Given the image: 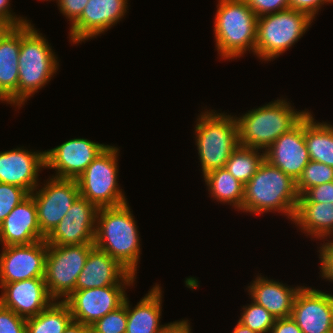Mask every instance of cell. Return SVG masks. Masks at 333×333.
Returning a JSON list of instances; mask_svg holds the SVG:
<instances>
[{
    "label": "cell",
    "mask_w": 333,
    "mask_h": 333,
    "mask_svg": "<svg viewBox=\"0 0 333 333\" xmlns=\"http://www.w3.org/2000/svg\"><path fill=\"white\" fill-rule=\"evenodd\" d=\"M128 203L117 207L99 208L94 246L108 253L136 276L140 260V237Z\"/></svg>",
    "instance_id": "cell-1"
},
{
    "label": "cell",
    "mask_w": 333,
    "mask_h": 333,
    "mask_svg": "<svg viewBox=\"0 0 333 333\" xmlns=\"http://www.w3.org/2000/svg\"><path fill=\"white\" fill-rule=\"evenodd\" d=\"M298 198L296 182L264 159L256 174L244 185L241 212L259 215L274 211L292 221Z\"/></svg>",
    "instance_id": "cell-2"
},
{
    "label": "cell",
    "mask_w": 333,
    "mask_h": 333,
    "mask_svg": "<svg viewBox=\"0 0 333 333\" xmlns=\"http://www.w3.org/2000/svg\"><path fill=\"white\" fill-rule=\"evenodd\" d=\"M309 111H297L285 99H277L242 116H235L239 145L267 150L282 134L295 127Z\"/></svg>",
    "instance_id": "cell-3"
},
{
    "label": "cell",
    "mask_w": 333,
    "mask_h": 333,
    "mask_svg": "<svg viewBox=\"0 0 333 333\" xmlns=\"http://www.w3.org/2000/svg\"><path fill=\"white\" fill-rule=\"evenodd\" d=\"M44 37L31 22L20 26L18 109L58 71V59Z\"/></svg>",
    "instance_id": "cell-4"
},
{
    "label": "cell",
    "mask_w": 333,
    "mask_h": 333,
    "mask_svg": "<svg viewBox=\"0 0 333 333\" xmlns=\"http://www.w3.org/2000/svg\"><path fill=\"white\" fill-rule=\"evenodd\" d=\"M214 18L216 48L222 59L255 52L258 17L245 0H219Z\"/></svg>",
    "instance_id": "cell-5"
},
{
    "label": "cell",
    "mask_w": 333,
    "mask_h": 333,
    "mask_svg": "<svg viewBox=\"0 0 333 333\" xmlns=\"http://www.w3.org/2000/svg\"><path fill=\"white\" fill-rule=\"evenodd\" d=\"M213 111L201 112L194 128L203 177L225 168L231 153L239 146L235 116Z\"/></svg>",
    "instance_id": "cell-6"
},
{
    "label": "cell",
    "mask_w": 333,
    "mask_h": 333,
    "mask_svg": "<svg viewBox=\"0 0 333 333\" xmlns=\"http://www.w3.org/2000/svg\"><path fill=\"white\" fill-rule=\"evenodd\" d=\"M313 20L308 14L291 8L258 17L253 54L263 61L279 57L301 39Z\"/></svg>",
    "instance_id": "cell-7"
},
{
    "label": "cell",
    "mask_w": 333,
    "mask_h": 333,
    "mask_svg": "<svg viewBox=\"0 0 333 333\" xmlns=\"http://www.w3.org/2000/svg\"><path fill=\"white\" fill-rule=\"evenodd\" d=\"M118 153L117 147L109 145L76 179L80 196L98 209L128 203L122 189L118 187Z\"/></svg>",
    "instance_id": "cell-8"
},
{
    "label": "cell",
    "mask_w": 333,
    "mask_h": 333,
    "mask_svg": "<svg viewBox=\"0 0 333 333\" xmlns=\"http://www.w3.org/2000/svg\"><path fill=\"white\" fill-rule=\"evenodd\" d=\"M93 247L94 243L65 246L47 244L44 280L55 301H64L75 291L78 276Z\"/></svg>",
    "instance_id": "cell-9"
},
{
    "label": "cell",
    "mask_w": 333,
    "mask_h": 333,
    "mask_svg": "<svg viewBox=\"0 0 333 333\" xmlns=\"http://www.w3.org/2000/svg\"><path fill=\"white\" fill-rule=\"evenodd\" d=\"M48 180L41 189L37 186L31 193L37 208L40 231L45 237L60 223L80 196L76 179L52 176Z\"/></svg>",
    "instance_id": "cell-10"
},
{
    "label": "cell",
    "mask_w": 333,
    "mask_h": 333,
    "mask_svg": "<svg viewBox=\"0 0 333 333\" xmlns=\"http://www.w3.org/2000/svg\"><path fill=\"white\" fill-rule=\"evenodd\" d=\"M127 286L110 285L75 290L64 302L69 306L73 321L91 326L106 314L123 305Z\"/></svg>",
    "instance_id": "cell-11"
},
{
    "label": "cell",
    "mask_w": 333,
    "mask_h": 333,
    "mask_svg": "<svg viewBox=\"0 0 333 333\" xmlns=\"http://www.w3.org/2000/svg\"><path fill=\"white\" fill-rule=\"evenodd\" d=\"M0 254V288L5 283L44 278L47 255L46 240L27 245L2 246Z\"/></svg>",
    "instance_id": "cell-12"
},
{
    "label": "cell",
    "mask_w": 333,
    "mask_h": 333,
    "mask_svg": "<svg viewBox=\"0 0 333 333\" xmlns=\"http://www.w3.org/2000/svg\"><path fill=\"white\" fill-rule=\"evenodd\" d=\"M109 145L74 138L45 150L46 168L55 169L56 178L77 179Z\"/></svg>",
    "instance_id": "cell-13"
},
{
    "label": "cell",
    "mask_w": 333,
    "mask_h": 333,
    "mask_svg": "<svg viewBox=\"0 0 333 333\" xmlns=\"http://www.w3.org/2000/svg\"><path fill=\"white\" fill-rule=\"evenodd\" d=\"M291 317L302 333L333 332V295L302 286L294 298Z\"/></svg>",
    "instance_id": "cell-14"
},
{
    "label": "cell",
    "mask_w": 333,
    "mask_h": 333,
    "mask_svg": "<svg viewBox=\"0 0 333 333\" xmlns=\"http://www.w3.org/2000/svg\"><path fill=\"white\" fill-rule=\"evenodd\" d=\"M98 208L79 196L60 223L45 238L48 245L94 243Z\"/></svg>",
    "instance_id": "cell-15"
},
{
    "label": "cell",
    "mask_w": 333,
    "mask_h": 333,
    "mask_svg": "<svg viewBox=\"0 0 333 333\" xmlns=\"http://www.w3.org/2000/svg\"><path fill=\"white\" fill-rule=\"evenodd\" d=\"M128 0H89L81 16L71 25L69 39L78 44L117 24L127 12Z\"/></svg>",
    "instance_id": "cell-16"
},
{
    "label": "cell",
    "mask_w": 333,
    "mask_h": 333,
    "mask_svg": "<svg viewBox=\"0 0 333 333\" xmlns=\"http://www.w3.org/2000/svg\"><path fill=\"white\" fill-rule=\"evenodd\" d=\"M264 152L269 163L296 182L310 161L304 138V118L289 132L276 139Z\"/></svg>",
    "instance_id": "cell-17"
},
{
    "label": "cell",
    "mask_w": 333,
    "mask_h": 333,
    "mask_svg": "<svg viewBox=\"0 0 333 333\" xmlns=\"http://www.w3.org/2000/svg\"><path fill=\"white\" fill-rule=\"evenodd\" d=\"M1 289L0 304L26 319L36 316L55 301L44 278L5 283Z\"/></svg>",
    "instance_id": "cell-18"
},
{
    "label": "cell",
    "mask_w": 333,
    "mask_h": 333,
    "mask_svg": "<svg viewBox=\"0 0 333 333\" xmlns=\"http://www.w3.org/2000/svg\"><path fill=\"white\" fill-rule=\"evenodd\" d=\"M46 168L45 151L24 148L0 151V182L22 187L29 194L39 186V171ZM41 169V170H40Z\"/></svg>",
    "instance_id": "cell-19"
},
{
    "label": "cell",
    "mask_w": 333,
    "mask_h": 333,
    "mask_svg": "<svg viewBox=\"0 0 333 333\" xmlns=\"http://www.w3.org/2000/svg\"><path fill=\"white\" fill-rule=\"evenodd\" d=\"M136 276L131 274L108 253L94 246L80 272L75 290L106 287L110 285H133Z\"/></svg>",
    "instance_id": "cell-20"
},
{
    "label": "cell",
    "mask_w": 333,
    "mask_h": 333,
    "mask_svg": "<svg viewBox=\"0 0 333 333\" xmlns=\"http://www.w3.org/2000/svg\"><path fill=\"white\" fill-rule=\"evenodd\" d=\"M38 223L37 208L29 194L0 223L2 246L27 245L45 240Z\"/></svg>",
    "instance_id": "cell-21"
},
{
    "label": "cell",
    "mask_w": 333,
    "mask_h": 333,
    "mask_svg": "<svg viewBox=\"0 0 333 333\" xmlns=\"http://www.w3.org/2000/svg\"><path fill=\"white\" fill-rule=\"evenodd\" d=\"M247 287L252 300L279 319L291 316L294 298L302 286L289 287L260 274Z\"/></svg>",
    "instance_id": "cell-22"
},
{
    "label": "cell",
    "mask_w": 333,
    "mask_h": 333,
    "mask_svg": "<svg viewBox=\"0 0 333 333\" xmlns=\"http://www.w3.org/2000/svg\"><path fill=\"white\" fill-rule=\"evenodd\" d=\"M20 26L11 27L0 38V101L18 107V58Z\"/></svg>",
    "instance_id": "cell-23"
},
{
    "label": "cell",
    "mask_w": 333,
    "mask_h": 333,
    "mask_svg": "<svg viewBox=\"0 0 333 333\" xmlns=\"http://www.w3.org/2000/svg\"><path fill=\"white\" fill-rule=\"evenodd\" d=\"M162 289L158 284L142 297L131 309L126 296L127 327L125 333H158L164 326L160 324L162 309Z\"/></svg>",
    "instance_id": "cell-24"
},
{
    "label": "cell",
    "mask_w": 333,
    "mask_h": 333,
    "mask_svg": "<svg viewBox=\"0 0 333 333\" xmlns=\"http://www.w3.org/2000/svg\"><path fill=\"white\" fill-rule=\"evenodd\" d=\"M292 222L307 236L325 241L333 236V203L297 202Z\"/></svg>",
    "instance_id": "cell-25"
},
{
    "label": "cell",
    "mask_w": 333,
    "mask_h": 333,
    "mask_svg": "<svg viewBox=\"0 0 333 333\" xmlns=\"http://www.w3.org/2000/svg\"><path fill=\"white\" fill-rule=\"evenodd\" d=\"M314 120L310 112L304 117V138L310 160L333 167V125Z\"/></svg>",
    "instance_id": "cell-26"
},
{
    "label": "cell",
    "mask_w": 333,
    "mask_h": 333,
    "mask_svg": "<svg viewBox=\"0 0 333 333\" xmlns=\"http://www.w3.org/2000/svg\"><path fill=\"white\" fill-rule=\"evenodd\" d=\"M205 184L213 199L228 203L238 211L242 209L244 184L235 179L225 168L214 170L204 176Z\"/></svg>",
    "instance_id": "cell-27"
},
{
    "label": "cell",
    "mask_w": 333,
    "mask_h": 333,
    "mask_svg": "<svg viewBox=\"0 0 333 333\" xmlns=\"http://www.w3.org/2000/svg\"><path fill=\"white\" fill-rule=\"evenodd\" d=\"M72 320L69 306L64 301H54L36 316L26 319V333H63Z\"/></svg>",
    "instance_id": "cell-28"
},
{
    "label": "cell",
    "mask_w": 333,
    "mask_h": 333,
    "mask_svg": "<svg viewBox=\"0 0 333 333\" xmlns=\"http://www.w3.org/2000/svg\"><path fill=\"white\" fill-rule=\"evenodd\" d=\"M239 145L230 155L225 169L242 184H246L257 172L265 159V152Z\"/></svg>",
    "instance_id": "cell-29"
},
{
    "label": "cell",
    "mask_w": 333,
    "mask_h": 333,
    "mask_svg": "<svg viewBox=\"0 0 333 333\" xmlns=\"http://www.w3.org/2000/svg\"><path fill=\"white\" fill-rule=\"evenodd\" d=\"M332 181L333 167L310 160L296 181V190L298 195L302 196L311 187Z\"/></svg>",
    "instance_id": "cell-30"
},
{
    "label": "cell",
    "mask_w": 333,
    "mask_h": 333,
    "mask_svg": "<svg viewBox=\"0 0 333 333\" xmlns=\"http://www.w3.org/2000/svg\"><path fill=\"white\" fill-rule=\"evenodd\" d=\"M243 312L238 320L244 326L258 333H270L276 318L264 307L253 300L248 306H243Z\"/></svg>",
    "instance_id": "cell-31"
},
{
    "label": "cell",
    "mask_w": 333,
    "mask_h": 333,
    "mask_svg": "<svg viewBox=\"0 0 333 333\" xmlns=\"http://www.w3.org/2000/svg\"><path fill=\"white\" fill-rule=\"evenodd\" d=\"M127 327L126 298L122 306L91 325L95 333H125Z\"/></svg>",
    "instance_id": "cell-32"
},
{
    "label": "cell",
    "mask_w": 333,
    "mask_h": 333,
    "mask_svg": "<svg viewBox=\"0 0 333 333\" xmlns=\"http://www.w3.org/2000/svg\"><path fill=\"white\" fill-rule=\"evenodd\" d=\"M28 195L22 187L0 182V223Z\"/></svg>",
    "instance_id": "cell-33"
},
{
    "label": "cell",
    "mask_w": 333,
    "mask_h": 333,
    "mask_svg": "<svg viewBox=\"0 0 333 333\" xmlns=\"http://www.w3.org/2000/svg\"><path fill=\"white\" fill-rule=\"evenodd\" d=\"M0 333H26V318L0 304Z\"/></svg>",
    "instance_id": "cell-34"
},
{
    "label": "cell",
    "mask_w": 333,
    "mask_h": 333,
    "mask_svg": "<svg viewBox=\"0 0 333 333\" xmlns=\"http://www.w3.org/2000/svg\"><path fill=\"white\" fill-rule=\"evenodd\" d=\"M247 5L256 14L261 17L267 14H273L290 8L289 0H245Z\"/></svg>",
    "instance_id": "cell-35"
},
{
    "label": "cell",
    "mask_w": 333,
    "mask_h": 333,
    "mask_svg": "<svg viewBox=\"0 0 333 333\" xmlns=\"http://www.w3.org/2000/svg\"><path fill=\"white\" fill-rule=\"evenodd\" d=\"M298 202L333 203V181L311 187L299 196Z\"/></svg>",
    "instance_id": "cell-36"
},
{
    "label": "cell",
    "mask_w": 333,
    "mask_h": 333,
    "mask_svg": "<svg viewBox=\"0 0 333 333\" xmlns=\"http://www.w3.org/2000/svg\"><path fill=\"white\" fill-rule=\"evenodd\" d=\"M327 242L321 243L320 250L318 251L320 259V272L323 279L333 282V239L326 240Z\"/></svg>",
    "instance_id": "cell-37"
},
{
    "label": "cell",
    "mask_w": 333,
    "mask_h": 333,
    "mask_svg": "<svg viewBox=\"0 0 333 333\" xmlns=\"http://www.w3.org/2000/svg\"><path fill=\"white\" fill-rule=\"evenodd\" d=\"M54 1V0H53ZM60 12L71 25L81 16L89 0H56Z\"/></svg>",
    "instance_id": "cell-38"
},
{
    "label": "cell",
    "mask_w": 333,
    "mask_h": 333,
    "mask_svg": "<svg viewBox=\"0 0 333 333\" xmlns=\"http://www.w3.org/2000/svg\"><path fill=\"white\" fill-rule=\"evenodd\" d=\"M9 3V0H0V25L17 27L28 23L29 20L20 16L17 17V15H14L15 13H11L12 10Z\"/></svg>",
    "instance_id": "cell-39"
},
{
    "label": "cell",
    "mask_w": 333,
    "mask_h": 333,
    "mask_svg": "<svg viewBox=\"0 0 333 333\" xmlns=\"http://www.w3.org/2000/svg\"><path fill=\"white\" fill-rule=\"evenodd\" d=\"M290 8L304 12L311 18L315 19L316 14L324 4H328V0H289Z\"/></svg>",
    "instance_id": "cell-40"
},
{
    "label": "cell",
    "mask_w": 333,
    "mask_h": 333,
    "mask_svg": "<svg viewBox=\"0 0 333 333\" xmlns=\"http://www.w3.org/2000/svg\"><path fill=\"white\" fill-rule=\"evenodd\" d=\"M270 333H302L292 317L276 319Z\"/></svg>",
    "instance_id": "cell-41"
},
{
    "label": "cell",
    "mask_w": 333,
    "mask_h": 333,
    "mask_svg": "<svg viewBox=\"0 0 333 333\" xmlns=\"http://www.w3.org/2000/svg\"><path fill=\"white\" fill-rule=\"evenodd\" d=\"M189 320H180L165 324L158 333H192Z\"/></svg>",
    "instance_id": "cell-42"
},
{
    "label": "cell",
    "mask_w": 333,
    "mask_h": 333,
    "mask_svg": "<svg viewBox=\"0 0 333 333\" xmlns=\"http://www.w3.org/2000/svg\"><path fill=\"white\" fill-rule=\"evenodd\" d=\"M90 330L91 326L72 320L63 333H89Z\"/></svg>",
    "instance_id": "cell-43"
},
{
    "label": "cell",
    "mask_w": 333,
    "mask_h": 333,
    "mask_svg": "<svg viewBox=\"0 0 333 333\" xmlns=\"http://www.w3.org/2000/svg\"><path fill=\"white\" fill-rule=\"evenodd\" d=\"M232 333H258V332L251 330L250 328L244 326L242 323L238 321Z\"/></svg>",
    "instance_id": "cell-44"
},
{
    "label": "cell",
    "mask_w": 333,
    "mask_h": 333,
    "mask_svg": "<svg viewBox=\"0 0 333 333\" xmlns=\"http://www.w3.org/2000/svg\"><path fill=\"white\" fill-rule=\"evenodd\" d=\"M11 27H7L4 25H0V38L10 29Z\"/></svg>",
    "instance_id": "cell-45"
}]
</instances>
